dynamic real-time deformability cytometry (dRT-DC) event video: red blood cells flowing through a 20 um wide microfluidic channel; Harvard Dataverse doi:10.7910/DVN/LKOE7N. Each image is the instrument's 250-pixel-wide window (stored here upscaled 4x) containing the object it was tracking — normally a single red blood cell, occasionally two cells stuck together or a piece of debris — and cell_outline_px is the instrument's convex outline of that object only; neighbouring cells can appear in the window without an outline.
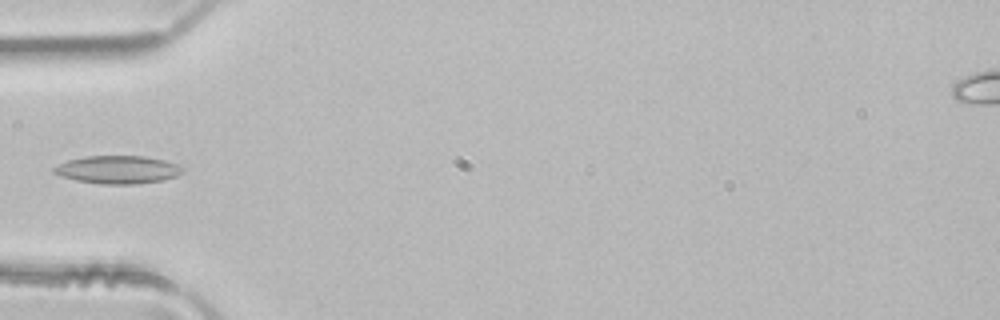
{"species": "common noctule bat (a hibernating species)", "species_latin": "Nyctalus noctula", "temperature_condition": "room temperature", "stored_images_in_passage": 4, "camera_frame_rate_fps": 3000, "um_per_image_px": 0.085, "animal": {"sex": "male", "body_mass_g": 21.5, "forearm_length_mm": 52.0}, "frame": {"image": 1, "passage_image": 4, "time_ms": 1.0, "image_size_px": [1000, 320], "cell_outline_px": [[184, 172], [176, 176], [164, 180], [136, 184], [100, 184], [76, 180], [60, 176], [52, 172], [52, 168], [68, 160], [84, 156], [144, 156], [164, 160], [176, 164], [184, 168]], "centroid_in_image_um": [10.01, 14.42], "position_along_channel_um": 75.0, "area_um2": 21.04}}